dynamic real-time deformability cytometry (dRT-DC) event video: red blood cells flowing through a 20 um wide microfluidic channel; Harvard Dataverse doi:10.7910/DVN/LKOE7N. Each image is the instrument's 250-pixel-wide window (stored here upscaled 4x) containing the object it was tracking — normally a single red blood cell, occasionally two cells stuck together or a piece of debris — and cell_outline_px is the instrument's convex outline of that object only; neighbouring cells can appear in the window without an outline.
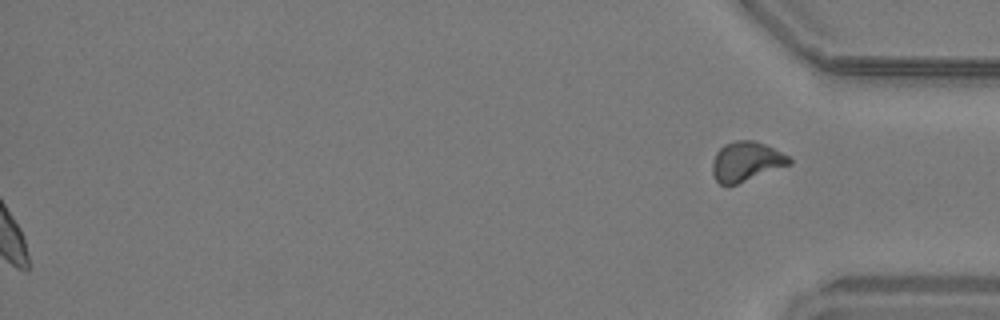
{"species": "common noctule bat (a hibernating species)", "species_latin": "Nyctalus noctula", "temperature_condition": "warm", "stored_images_in_passage": 31, "segment_of_instrument_passage": [2, 2], "camera_frame_rate_fps": 3000, "um_per_image_px": 0.085, "animal": {"sex": "male", "body_mass_g": 19.2, "forearm_length_mm": 51.8}, "frame": {"image": 1, "passage_image": 31, "time_ms": 10.0, "image_size_px": [1000, 320], "cell_outline_px": [[792, 164], [736, 184], [720, 184], [716, 180], [712, 172], [712, 160], [716, 152], [724, 144], [736, 140], [756, 140], [788, 156], [792, 160]], "centroid_in_image_um": [63.41, 13.71], "position_along_channel_um": 371.8, "area_um2": 17.63}}